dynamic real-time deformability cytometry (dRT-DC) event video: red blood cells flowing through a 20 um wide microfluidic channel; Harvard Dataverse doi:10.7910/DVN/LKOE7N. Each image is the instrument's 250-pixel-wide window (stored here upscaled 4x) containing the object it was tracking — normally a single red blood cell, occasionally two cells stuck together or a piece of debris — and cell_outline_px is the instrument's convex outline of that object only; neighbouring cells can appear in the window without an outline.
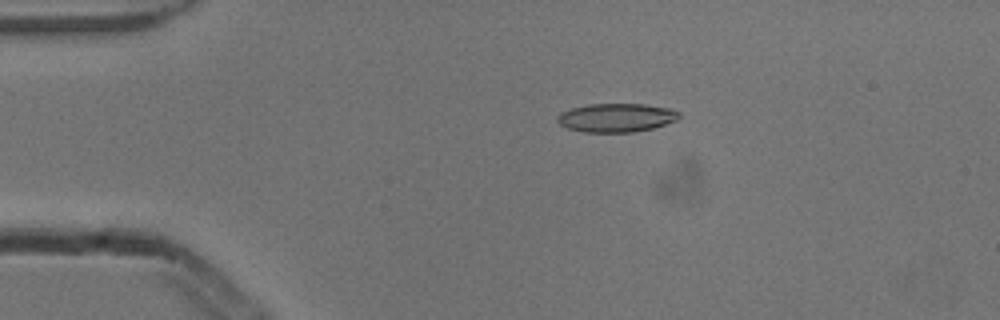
{"species": "common noctule bat (a hibernating species)", "species_latin": "Nyctalus noctula", "temperature_condition": "cold", "stored_images_in_passage": 44, "camera_frame_rate_fps": 3000, "um_per_image_px": 0.085, "animal": {"sex": "male", "body_mass_g": 13.3}, "frame": {"image": 1, "passage_image": 2, "time_ms": 0.333, "image_size_px": [1000, 320], "cell_outline_px": [[680, 116], [676, 120], [652, 128], [632, 132], [584, 132], [568, 128], [560, 124], [556, 120], [556, 116], [560, 112], [572, 108], [588, 104], [644, 104], [668, 108], [680, 112]], "centroid_in_image_um": [52.35, 10.0], "position_along_channel_um": 32.6, "area_um2": 20.23}}
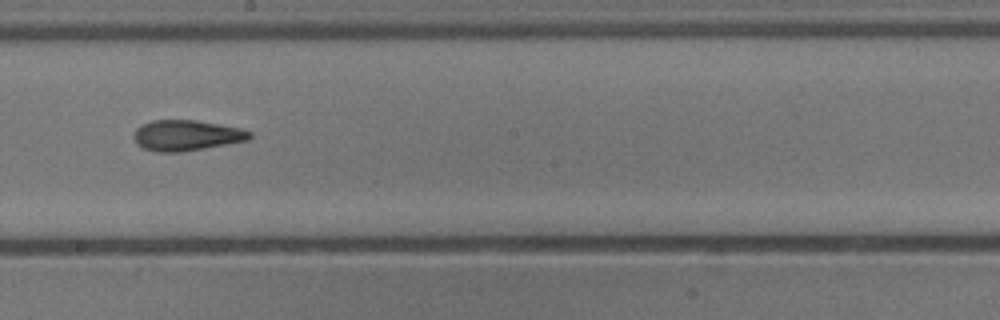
{"frame": {"image": 2, "passage_image": 21, "time_ms": 6.667, "image_size_px": [1000, 320], "cell_outline_px": [[252, 136], [248, 140], [204, 148], [180, 152], [156, 152], [144, 148], [136, 144], [132, 136], [136, 128], [152, 120], [196, 120], [240, 128], [252, 132]], "centroid_in_image_um": [15.82, 11.51], "position_along_channel_um": 232.4, "area_um2": 20.63}}
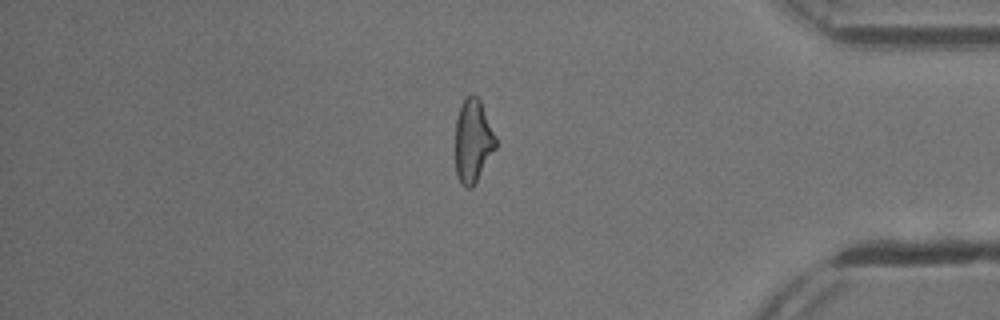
{"frame": {"image": 3, "passage_image": 36, "time_ms": 11.667, "image_size_px": [1000, 320], "cell_outline_px": [[496, 148], [472, 188], [464, 188], [460, 184], [456, 172], [456, 120], [460, 104], [472, 92], [480, 100], [496, 136]], "centroid_in_image_um": [40.2, 11.98], "position_along_channel_um": 395.0, "area_um2": 19.59}, "authors_computed_cell_mechanics": {"area_um2": 20.3167, "velocity_mm_per_s": 3.8707, "shape_relaxation_time_tau1_ms": null, "shape_relaxation_time_tau2_ms": 4.5446, "deformation_change_tau1": null, "deformation_change_tau2": 0.1485}}